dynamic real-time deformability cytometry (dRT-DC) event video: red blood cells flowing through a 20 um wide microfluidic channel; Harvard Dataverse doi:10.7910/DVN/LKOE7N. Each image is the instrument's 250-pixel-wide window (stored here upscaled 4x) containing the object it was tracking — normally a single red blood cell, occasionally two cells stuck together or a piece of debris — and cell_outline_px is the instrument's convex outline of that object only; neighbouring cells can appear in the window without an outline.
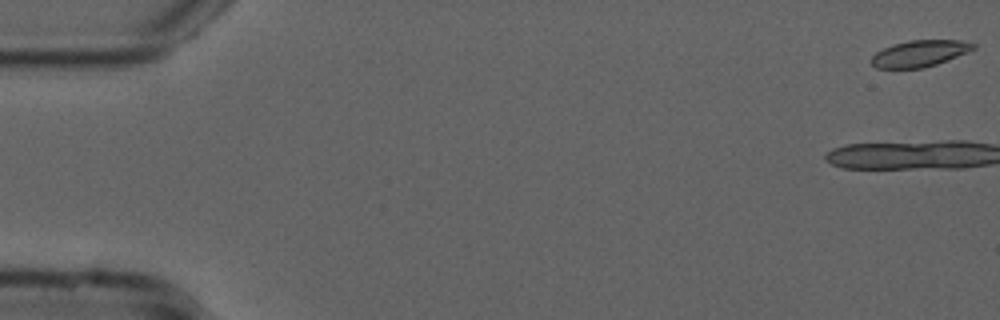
{"species": "common noctule bat (a hibernating species)", "species_latin": "Nyctalus noctula", "temperature_condition": "cold", "stored_images_in_passage": 13, "camera_frame_rate_fps": 3000, "um_per_image_px": 0.085, "animal": {"sex": "male", "forearm_length_mm": 52.5}, "frame": {"image": 1, "passage_image": 1, "time_ms": 0.0, "image_size_px": [1000, 320], "cell_outline_px": [[976, 48], [968, 52], [936, 64], [924, 68], [876, 68], [872, 64], [872, 56], [876, 52], [892, 44], [908, 40], [960, 40], [976, 44]], "centroid_in_image_um": [78.18, 4.54], "position_along_channel_um": 6.8, "area_um2": 15.66}}